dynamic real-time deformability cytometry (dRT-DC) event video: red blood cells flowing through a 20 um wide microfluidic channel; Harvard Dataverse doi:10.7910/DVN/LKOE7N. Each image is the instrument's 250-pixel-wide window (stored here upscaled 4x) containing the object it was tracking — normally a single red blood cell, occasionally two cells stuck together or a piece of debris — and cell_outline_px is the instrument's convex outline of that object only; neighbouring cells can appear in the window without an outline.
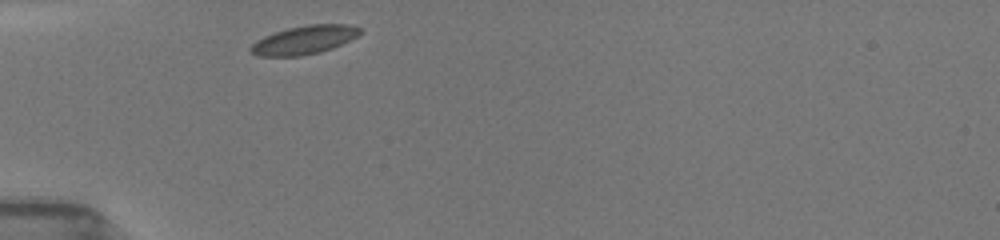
{"species": "common noctule bat (a hibernating species)", "species_latin": "Nyctalus noctula", "temperature_condition": "room temperature", "stored_images_in_passage": 1, "camera_frame_rate_fps": 3000, "um_per_image_px": 0.085, "animal": {"sex": "female", "body_mass_g": 19.5, "forearm_length_mm": 54.1}, "frame": {"image": 1, "passage_image": 1, "time_ms": 0.0, "image_size_px": [1000, 240], "cell_outline_px": [[360, 32], [356, 36], [332, 48], [320, 52], [300, 56], [256, 56], [248, 48], [256, 40], [264, 36], [288, 28], [308, 24], [348, 24], [360, 28]], "centroid_in_image_um": [25.81, 3.4], "position_along_channel_um": 59.2, "area_um2": 17.98}}